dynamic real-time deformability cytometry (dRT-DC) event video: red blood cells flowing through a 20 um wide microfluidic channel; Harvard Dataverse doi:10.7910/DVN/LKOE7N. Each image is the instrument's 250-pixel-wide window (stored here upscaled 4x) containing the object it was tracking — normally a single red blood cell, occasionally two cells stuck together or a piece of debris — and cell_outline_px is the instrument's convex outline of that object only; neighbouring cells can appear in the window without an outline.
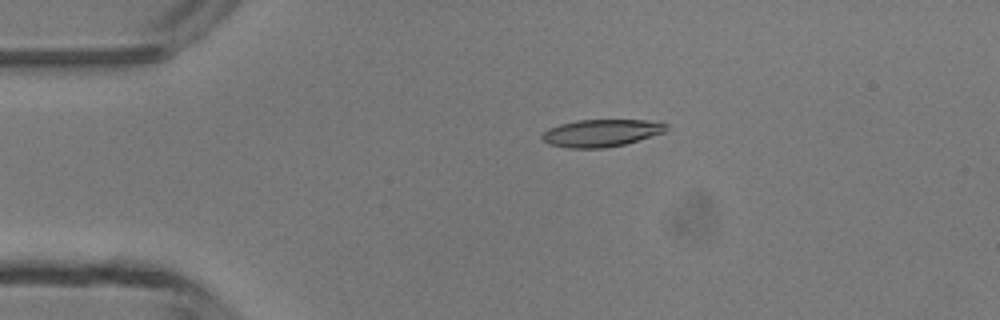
{"species": "common noctule bat (a hibernating species)", "species_latin": "Nyctalus noctula", "temperature_condition": "room temperature", "stored_images_in_passage": 3, "camera_frame_rate_fps": 3000, "um_per_image_px": 0.085, "animal": {"sex": "male", "body_mass_g": 13.3}, "frame": {"image": 1, "passage_image": 2, "time_ms": 2.0, "image_size_px": [1000, 320], "cell_outline_px": [[668, 128], [664, 132], [624, 144], [604, 148], [568, 148], [548, 144], [540, 136], [548, 128], [560, 124], [576, 120], [644, 120], [668, 124]], "centroid_in_image_um": [51.07, 11.3], "position_along_channel_um": 33.9, "area_um2": 19.65}}